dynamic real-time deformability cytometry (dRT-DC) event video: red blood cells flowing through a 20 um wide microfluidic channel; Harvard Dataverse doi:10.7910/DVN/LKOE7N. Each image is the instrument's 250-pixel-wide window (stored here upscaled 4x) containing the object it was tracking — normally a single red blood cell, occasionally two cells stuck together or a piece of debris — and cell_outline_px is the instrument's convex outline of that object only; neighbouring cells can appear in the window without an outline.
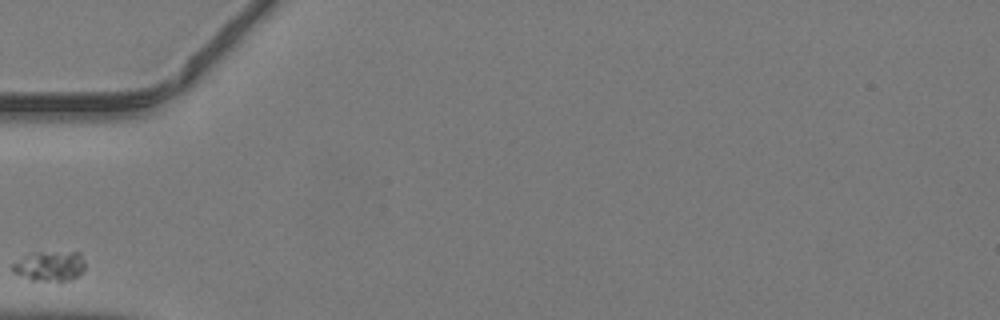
{"species": "common noctule bat (a hibernating species)", "species_latin": "Nyctalus noctula", "temperature_condition": "warm", "stored_images_in_passage": 30, "camera_frame_rate_fps": 3000, "um_per_image_px": 0.085, "animal": {"sex": "male", "body_mass_g": 19.2, "forearm_length_mm": 51.8}, "frame": {"image": 1, "passage_image": 1, "time_ms": 0.0, "image_size_px": [1000, 320], "cell_outline_px": [[84, 268], [72, 280], [32, 280], [12, 272], [12, 264], [28, 252], [80, 252], [84, 260]], "centroid_in_image_um": [4.2, 22.59], "position_along_channel_um": 80.8, "area_um2": 12.66}}
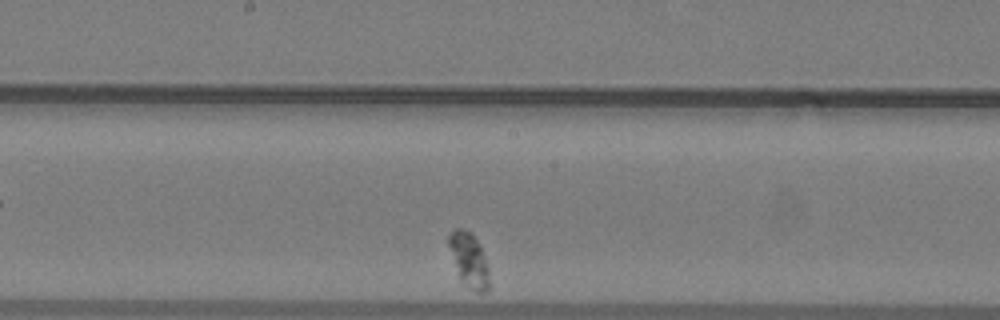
{"frame": {"image": 2, "passage_image": 11, "time_ms": 3.333, "image_size_px": [1000, 320], "cell_outline_px": [[488, 292], [476, 292], [464, 284], [460, 280], [448, 244], [448, 236], [456, 228], [460, 228], [468, 232], [480, 244], [488, 268]], "centroid_in_image_um": [39.87, 22.12], "position_along_channel_um": 208.3, "area_um2": 12.43}}
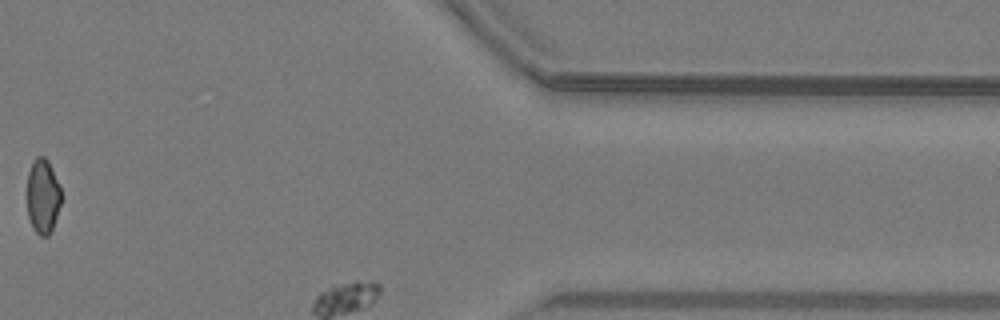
{"frame": {"image": 3, "passage_image": 25, "time_ms": 8.0, "image_size_px": [1000, 320], "cell_outline_px": [[64, 196], [52, 228], [48, 236], [40, 236], [32, 228], [28, 216], [28, 172], [36, 156], [44, 156], [48, 160]], "centroid_in_image_um": [3.66, 16.69], "position_along_channel_um": 407.7, "area_um2": 14.91}}